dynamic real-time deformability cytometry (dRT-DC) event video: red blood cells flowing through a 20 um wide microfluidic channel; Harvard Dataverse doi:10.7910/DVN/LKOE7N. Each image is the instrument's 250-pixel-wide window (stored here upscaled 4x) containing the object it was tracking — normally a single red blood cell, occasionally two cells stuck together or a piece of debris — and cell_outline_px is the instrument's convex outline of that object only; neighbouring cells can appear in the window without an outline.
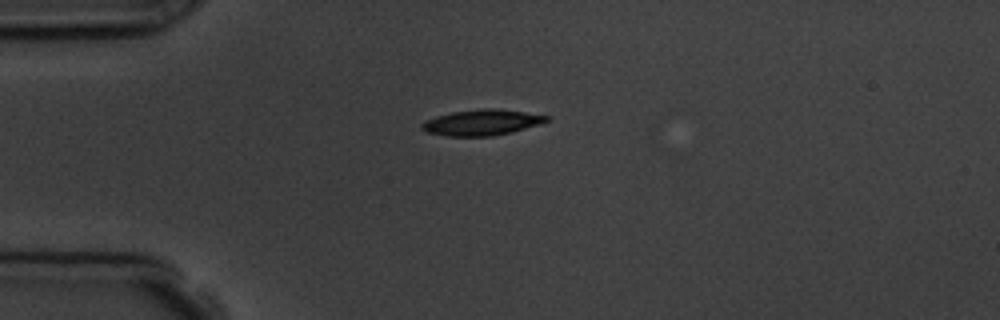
{"species": "common noctule bat (a hibernating species)", "species_latin": "Nyctalus noctula", "temperature_condition": "room temperature", "stored_images_in_passage": 4, "camera_frame_rate_fps": 3000, "um_per_image_px": 0.085, "animal": {"sex": "male", "body_mass_g": 19.5, "forearm_length_mm": 54.6}, "frame": {"image": 1, "passage_image": 1, "time_ms": 0.0, "image_size_px": [1000, 320], "cell_outline_px": [[548, 120], [540, 124], [512, 132], [492, 136], [448, 136], [428, 132], [420, 128], [420, 124], [424, 120], [436, 116], [452, 112], [484, 108], [496, 108], [524, 112], [548, 116]], "centroid_in_image_um": [40.92, 10.41], "position_along_channel_um": 44.1, "area_um2": 18.67}}